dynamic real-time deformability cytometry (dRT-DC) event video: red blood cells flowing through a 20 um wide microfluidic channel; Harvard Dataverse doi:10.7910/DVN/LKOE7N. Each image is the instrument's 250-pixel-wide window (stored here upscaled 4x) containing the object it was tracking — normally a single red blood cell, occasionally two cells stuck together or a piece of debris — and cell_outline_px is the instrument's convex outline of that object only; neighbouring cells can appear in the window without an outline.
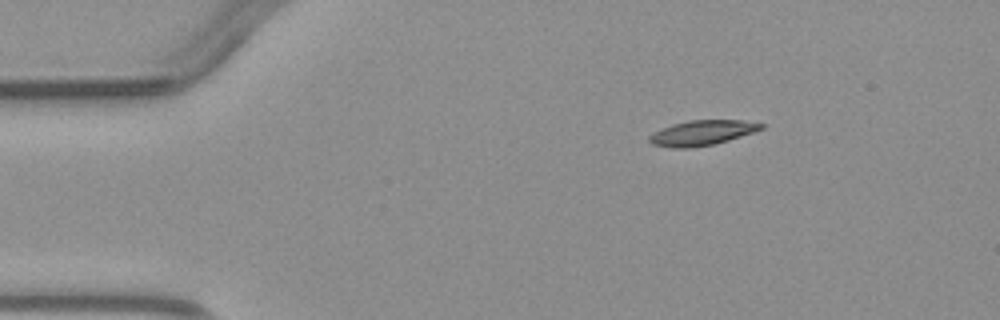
{"species": "common noctule bat (a hibernating species)", "species_latin": "Nyctalus noctula", "temperature_condition": "warm", "stored_images_in_passage": 2, "camera_frame_rate_fps": 3000, "um_per_image_px": 0.085, "animal": {"sex": "male", "body_mass_g": 23.1, "forearm_length_mm": 52.7}, "frame": {"image": 1, "passage_image": 2, "time_ms": 2.333, "image_size_px": [1000, 320], "cell_outline_px": [[764, 128], [716, 144], [692, 148], [672, 148], [652, 144], [648, 140], [648, 136], [672, 124], [688, 120], [744, 120], [764, 124]], "centroid_in_image_um": [59.67, 11.29], "position_along_channel_um": 25.3, "area_um2": 16.24}}